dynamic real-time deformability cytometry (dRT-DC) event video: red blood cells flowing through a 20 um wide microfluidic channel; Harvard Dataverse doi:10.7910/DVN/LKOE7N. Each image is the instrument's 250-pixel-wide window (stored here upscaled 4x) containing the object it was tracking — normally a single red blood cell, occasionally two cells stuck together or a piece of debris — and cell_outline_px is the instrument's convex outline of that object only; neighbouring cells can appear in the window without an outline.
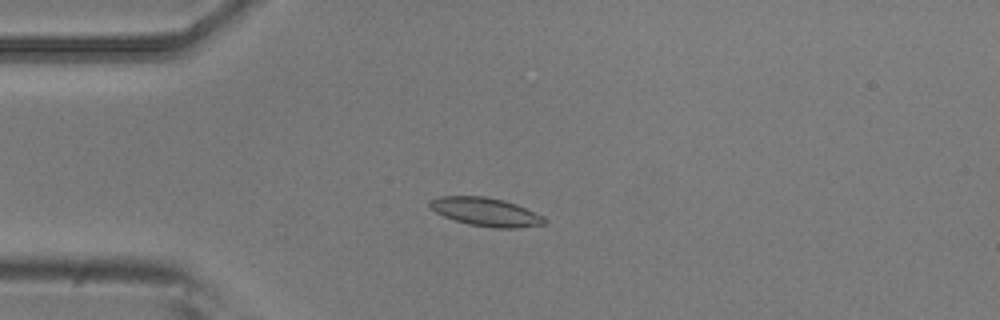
{"species": "common noctule bat (a hibernating species)", "species_latin": "Nyctalus noctula", "temperature_condition": "room temperature", "stored_images_in_passage": 6, "camera_frame_rate_fps": 3000, "um_per_image_px": 0.085, "animal": {"sex": "male", "body_mass_g": 20.5, "forearm_length_mm": 52.5}, "frame": {"image": 1, "passage_image": 2, "time_ms": 0.333, "image_size_px": [1000, 320], "cell_outline_px": [[548, 220], [544, 224], [516, 228], [492, 228], [468, 224], [444, 216], [436, 212], [428, 204], [428, 200], [440, 196], [484, 196], [504, 200], [516, 204], [544, 216]], "centroid_in_image_um": [41.3, 18.01], "position_along_channel_um": 43.7, "area_um2": 19.02}}
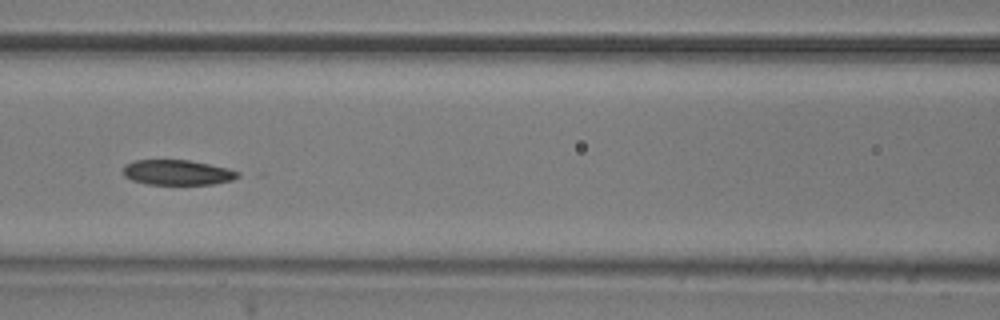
{"frame": {"image": 2, "passage_image": 5, "time_ms": 1.333, "image_size_px": [1000, 320], "cell_outline_px": [[240, 176], [232, 180], [212, 184], [148, 184], [132, 180], [124, 176], [124, 164], [136, 160], [188, 160], [228, 168], [240, 172]], "centroid_in_image_um": [15.08, 14.66], "position_along_channel_um": 151.5, "area_um2": 16.7}}
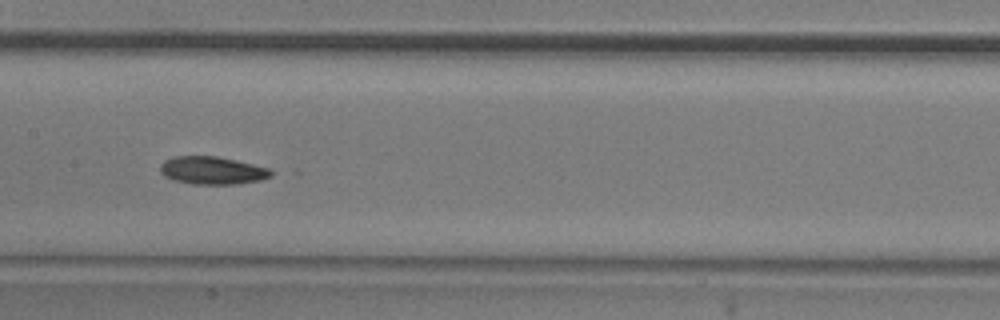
{"frame": {"image": 3, "passage_image": 6, "time_ms": 1.667, "image_size_px": [1000, 320], "cell_outline_px": [[272, 176], [260, 180], [236, 184], [196, 184], [176, 180], [164, 176], [160, 172], [160, 164], [164, 160], [176, 156], [216, 156], [236, 160], [268, 168], [272, 172]], "centroid_in_image_um": [18.03, 14.48], "position_along_channel_um": 189.4, "area_um2": 17.8}}